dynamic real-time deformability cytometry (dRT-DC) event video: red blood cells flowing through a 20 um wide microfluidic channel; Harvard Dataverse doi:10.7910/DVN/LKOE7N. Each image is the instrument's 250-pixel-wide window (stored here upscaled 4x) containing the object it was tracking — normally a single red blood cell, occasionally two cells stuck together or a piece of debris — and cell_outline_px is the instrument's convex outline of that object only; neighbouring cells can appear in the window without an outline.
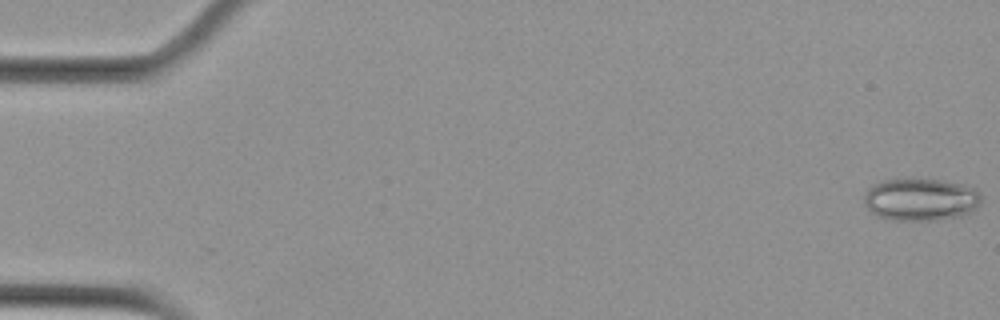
{"species": "Egyptian fruit bat (a non-hibernating species)", "species_latin": "Rousettus aegyptiacus", "temperature_condition": "cold", "stored_images_in_passage": 57, "camera_frame_rate_fps": 3000, "um_per_image_px": 0.085, "animal": {"sex": "female"}, "frame": {"image": 1, "passage_image": 1, "time_ms": 0.0, "image_size_px": [1000, 320], "cell_outline_px": [[980, 204], [976, 208], [960, 216], [936, 220], [892, 220], [876, 216], [864, 204], [864, 196], [868, 188], [872, 184], [884, 180], [944, 180], [964, 184], [976, 188], [980, 192]], "centroid_in_image_um": [78.26, 16.96], "position_along_channel_um": 6.7, "area_um2": 28.96}}
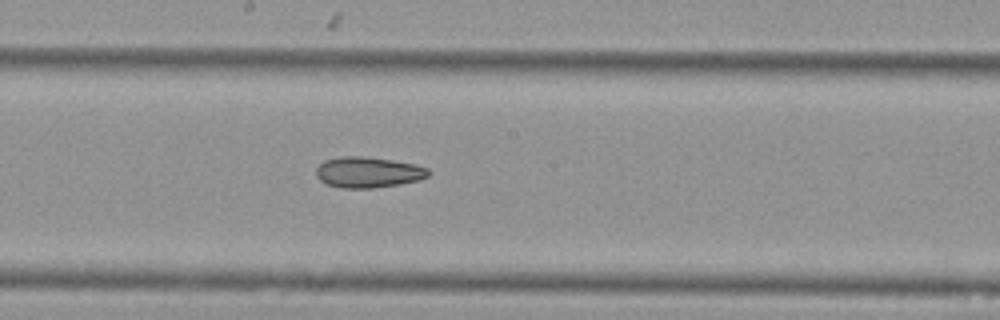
{"frame": {"image": 2, "passage_image": 31, "time_ms": 10.0, "image_size_px": [1000, 320], "cell_outline_px": [[428, 176], [420, 180], [400, 184], [372, 188], [340, 188], [324, 184], [316, 176], [316, 168], [324, 160], [340, 156], [360, 156], [392, 160], [416, 164], [428, 168]], "centroid_in_image_um": [31.26, 14.65], "position_along_channel_um": 216.9, "area_um2": 20.29}}
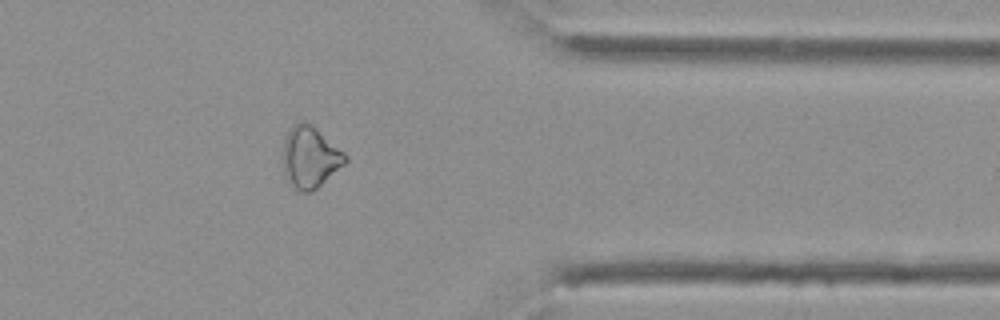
{"frame": {"image": 3, "passage_image": 46, "time_ms": 15.0, "image_size_px": [1000, 320], "cell_outline_px": [[348, 160], [344, 164], [312, 192], [300, 192], [288, 184], [284, 176], [284, 140], [288, 132], [300, 120], [308, 120], [344, 152], [348, 156]], "centroid_in_image_um": [26.35, 13.36], "position_along_channel_um": 385.0, "area_um2": 22.37}, "authors_computed_cell_mechanics": {"area_um2": 23.409, "velocity_mm_per_s": 3.6253, "shape_relaxation_time_tau1_ms": null, "shape_relaxation_time_tau2_ms": 10.9259, "deformation_change_tau1": null, "deformation_change_tau2": 0.1943}}